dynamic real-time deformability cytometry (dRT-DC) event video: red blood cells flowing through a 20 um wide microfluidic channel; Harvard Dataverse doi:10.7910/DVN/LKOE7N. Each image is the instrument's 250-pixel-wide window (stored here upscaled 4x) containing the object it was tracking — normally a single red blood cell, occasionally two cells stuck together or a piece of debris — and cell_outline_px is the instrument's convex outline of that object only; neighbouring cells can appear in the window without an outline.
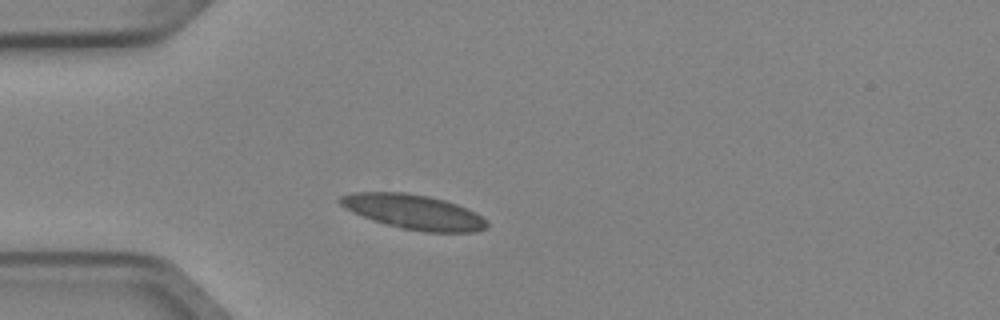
{"species": "Egyptian fruit bat (a non-hibernating species)", "species_latin": "Rousettus aegyptiacus", "temperature_condition": "cold", "stored_images_in_passage": 1, "camera_frame_rate_fps": 3000, "um_per_image_px": 0.085, "animal": {"sex": "female"}, "frame": {"image": 1, "passage_image": 1, "time_ms": 0.0, "image_size_px": [1000, 320], "cell_outline_px": [[488, 228], [476, 232], [424, 232], [384, 224], [372, 220], [352, 212], [344, 208], [336, 200], [340, 196], [352, 192], [404, 192], [428, 196], [444, 200], [456, 204], [476, 212], [488, 224]], "centroid_in_image_um": [35.12, 18.01], "position_along_channel_um": 49.9, "area_um2": 29.71}}